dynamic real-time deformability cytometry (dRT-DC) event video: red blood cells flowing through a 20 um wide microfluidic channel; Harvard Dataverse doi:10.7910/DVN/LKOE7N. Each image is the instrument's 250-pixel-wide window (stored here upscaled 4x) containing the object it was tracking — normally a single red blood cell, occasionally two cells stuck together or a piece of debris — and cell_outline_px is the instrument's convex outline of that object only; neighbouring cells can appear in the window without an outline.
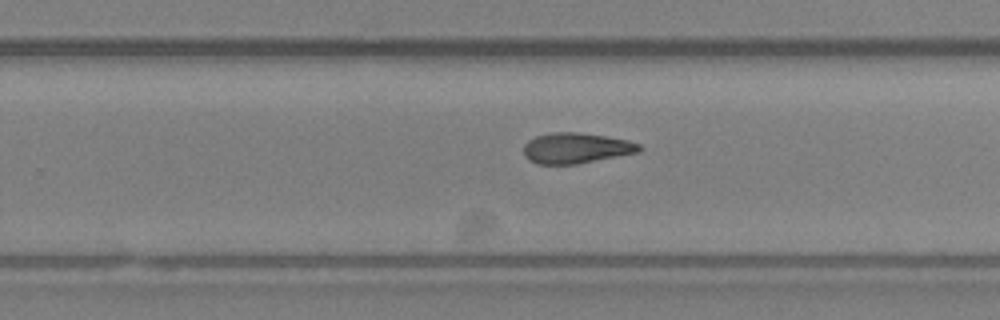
{"species": "Egyptian fruit bat (a non-hibernating species)", "species_latin": "Rousettus aegyptiacus", "temperature_condition": "room temperature", "stored_images_in_passage": 24, "camera_frame_rate_fps": 3000, "um_per_image_px": 0.085, "animal": {"sex": "female"}, "frame": {"image": 1, "passage_image": 17, "time_ms": 5.333, "image_size_px": [1000, 320], "cell_outline_px": [[640, 152], [576, 164], [536, 164], [528, 160], [524, 156], [524, 144], [528, 140], [536, 136], [552, 132], [576, 132], [604, 136], [628, 140], [640, 144]], "centroid_in_image_um": [48.93, 12.59], "position_along_channel_um": 280.9, "area_um2": 20.58}}